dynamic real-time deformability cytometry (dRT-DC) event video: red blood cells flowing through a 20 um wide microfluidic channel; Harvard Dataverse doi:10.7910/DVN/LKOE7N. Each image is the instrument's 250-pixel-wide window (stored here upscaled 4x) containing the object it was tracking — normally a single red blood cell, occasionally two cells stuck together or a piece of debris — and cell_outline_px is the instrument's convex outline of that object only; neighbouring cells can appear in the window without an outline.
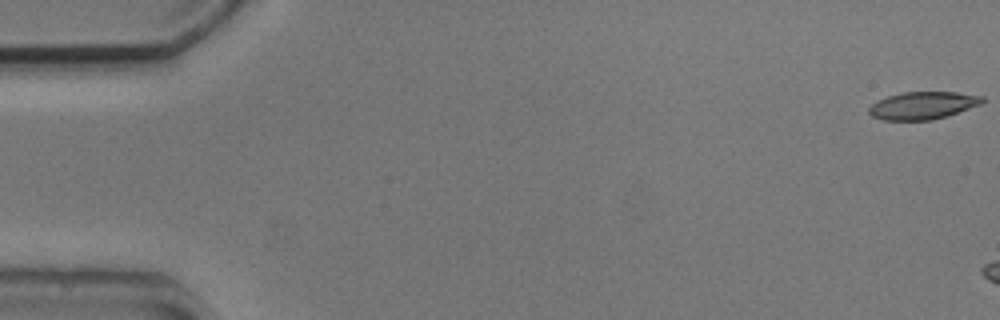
{"species": "common noctule bat (a hibernating species)", "species_latin": "Nyctalus noctula", "temperature_condition": "cold", "stored_images_in_passage": 4, "camera_frame_rate_fps": 3000, "um_per_image_px": 0.085, "animal": {"sex": "male", "body_mass_g": 20.5, "forearm_length_mm": 52.5}, "frame": {"image": 1, "passage_image": 1, "time_ms": 0.0, "image_size_px": [1000, 320], "cell_outline_px": [[984, 100], [980, 104], [932, 120], [884, 120], [872, 116], [868, 112], [868, 108], [876, 100], [888, 96], [904, 92], [956, 92], [984, 96]], "centroid_in_image_um": [78.39, 8.96], "position_along_channel_um": 6.6, "area_um2": 17.98}}